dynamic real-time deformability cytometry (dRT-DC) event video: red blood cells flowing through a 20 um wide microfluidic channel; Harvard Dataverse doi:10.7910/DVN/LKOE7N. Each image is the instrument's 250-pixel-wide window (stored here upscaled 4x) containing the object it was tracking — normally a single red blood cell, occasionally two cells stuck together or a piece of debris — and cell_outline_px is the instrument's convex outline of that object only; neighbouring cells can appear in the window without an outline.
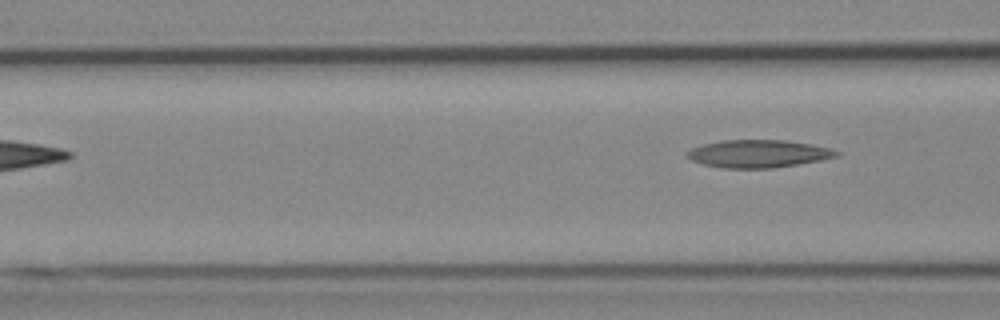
{"species": "Egyptian fruit bat (a non-hibernating species)", "species_latin": "Rousettus aegyptiacus", "temperature_condition": "cold", "stored_images_in_passage": 5, "camera_frame_rate_fps": 3000, "um_per_image_px": 0.085, "animal": {"sex": "female"}, "frame": {"image": 1, "passage_image": 5, "time_ms": 5.667, "image_size_px": [1000, 320], "cell_outline_px": [[840, 156], [820, 160], [772, 168], [720, 168], [704, 164], [692, 160], [684, 156], [684, 152], [692, 148], [704, 144], [720, 140], [784, 140], [832, 148], [840, 152]], "centroid_in_image_um": [64.42, 13.06], "position_along_channel_um": 102.2, "area_um2": 24.1}}